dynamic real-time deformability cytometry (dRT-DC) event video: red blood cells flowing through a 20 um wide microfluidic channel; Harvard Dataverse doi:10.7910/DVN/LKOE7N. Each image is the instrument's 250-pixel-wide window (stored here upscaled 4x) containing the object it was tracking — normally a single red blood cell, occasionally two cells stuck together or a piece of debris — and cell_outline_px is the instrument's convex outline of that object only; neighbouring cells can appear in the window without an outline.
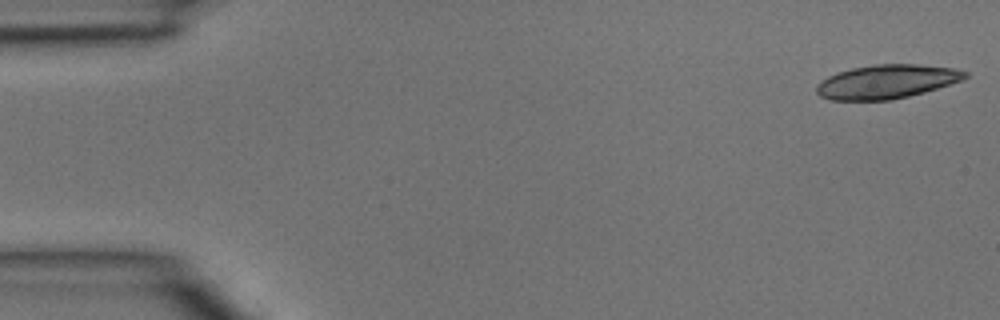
{"species": "common noctule bat (a hibernating species)", "species_latin": "Nyctalus noctula", "temperature_condition": "room temperature", "stored_images_in_passage": 5, "segment_of_instrument_passage": [2, 2], "camera_frame_rate_fps": 3000, "um_per_image_px": 0.085, "animal": {"sex": "male", "body_mass_g": 15.6}, "frame": {"image": 1, "passage_image": 5, "time_ms": 1.333, "image_size_px": [1000, 320], "cell_outline_px": [[968, 76], [964, 80], [924, 92], [892, 100], [832, 100], [820, 96], [816, 92], [816, 84], [828, 76], [836, 72], [852, 68], [876, 64], [920, 64], [956, 68], [968, 72]], "centroid_in_image_um": [75.39, 6.93], "position_along_channel_um": 9.6, "area_um2": 29.54}}